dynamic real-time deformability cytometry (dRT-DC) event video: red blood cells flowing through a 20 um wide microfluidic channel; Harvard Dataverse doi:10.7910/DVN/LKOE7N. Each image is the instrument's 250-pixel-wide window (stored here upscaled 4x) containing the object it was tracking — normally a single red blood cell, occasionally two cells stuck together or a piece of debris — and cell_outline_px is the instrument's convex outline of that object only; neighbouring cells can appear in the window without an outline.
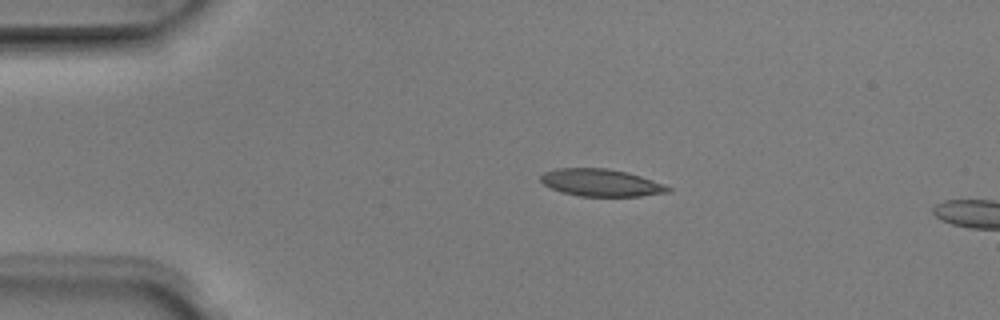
{"species": "Egyptian fruit bat (a non-hibernating species)", "species_latin": "Rousettus aegyptiacus", "temperature_condition": "room temperature", "stored_images_in_passage": 3, "camera_frame_rate_fps": 3000, "um_per_image_px": 0.085, "animal": {"sex": "male"}, "frame": {"image": 1, "passage_image": 2, "time_ms": 0.333, "image_size_px": [1000, 320], "cell_outline_px": [[672, 192], [640, 196], [580, 196], [560, 192], [544, 184], [540, 180], [540, 176], [544, 172], [556, 168], [604, 168], [624, 172], [640, 176], [664, 184], [672, 188]], "centroid_in_image_um": [51.08, 15.53], "position_along_channel_um": 33.9, "area_um2": 20.17}}